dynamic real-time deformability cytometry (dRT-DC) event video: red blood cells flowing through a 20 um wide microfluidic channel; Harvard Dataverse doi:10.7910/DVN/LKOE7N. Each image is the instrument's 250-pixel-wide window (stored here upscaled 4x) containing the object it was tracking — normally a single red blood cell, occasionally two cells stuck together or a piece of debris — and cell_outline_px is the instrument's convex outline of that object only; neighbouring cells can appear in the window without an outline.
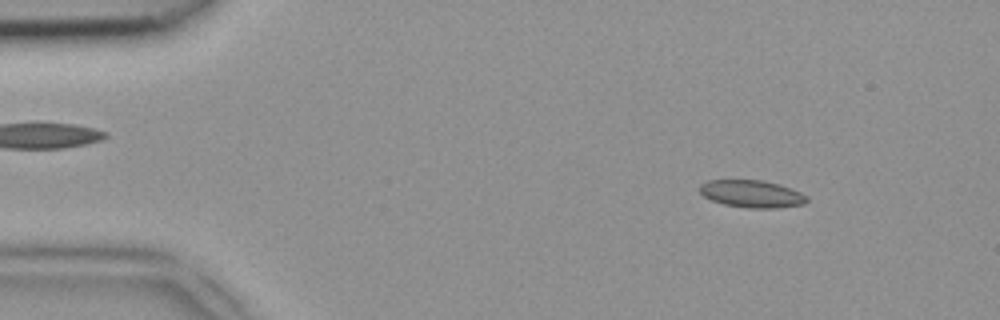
{"species": "common noctule bat (a hibernating species)", "species_latin": "Nyctalus noctula", "temperature_condition": "room temperature", "stored_images_in_passage": 48, "segment_of_instrument_passage": [1, 2], "camera_frame_rate_fps": 3000, "um_per_image_px": 0.085, "animal": {"sex": "female", "body_mass_g": 18.4}, "frame": {"image": 1, "passage_image": 6, "time_ms": 1.667, "image_size_px": [1000, 320], "cell_outline_px": [[808, 200], [804, 204], [776, 208], [752, 208], [724, 204], [712, 200], [704, 196], [700, 192], [700, 184], [708, 180], [764, 180], [780, 184], [792, 188], [808, 196]], "centroid_in_image_um": [63.94, 16.47], "position_along_channel_um": 21.1, "area_um2": 17.11}}
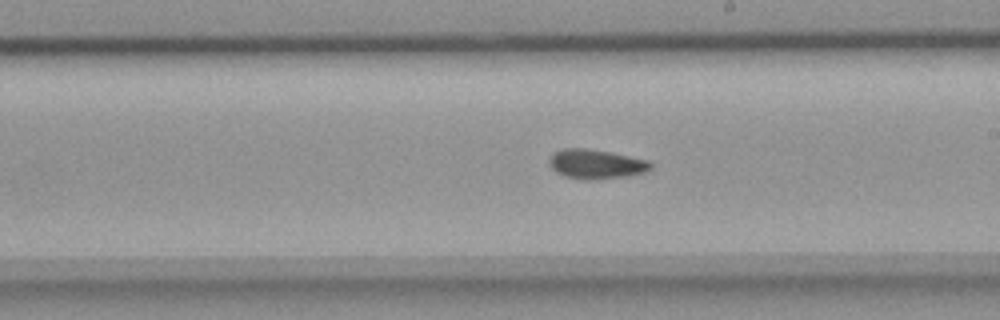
{"frame": {"image": 2, "passage_image": 27, "time_ms": 8.667, "image_size_px": [1000, 320], "cell_outline_px": [[652, 168], [644, 172], [628, 176], [588, 180], [580, 180], [564, 176], [556, 172], [548, 164], [548, 160], [556, 152], [564, 148], [584, 148], [608, 152], [648, 160], [652, 164]], "centroid_in_image_um": [50.64, 13.96], "position_along_channel_um": 238.4, "area_um2": 17.28}}
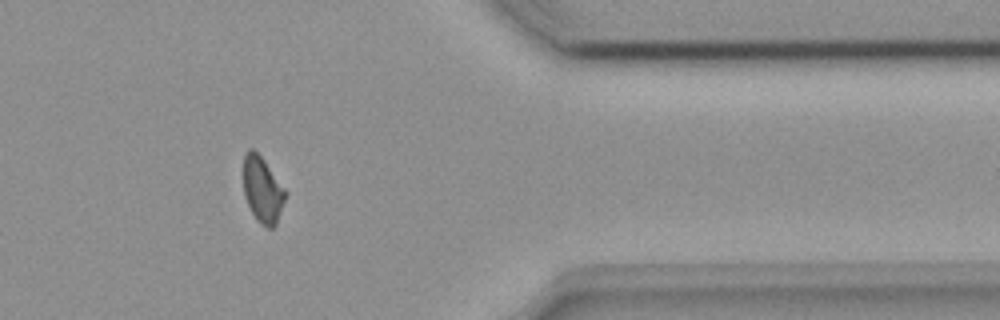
{"frame": {"image": 3, "passage_image": 39, "time_ms": 12.667, "image_size_px": [1000, 320], "cell_outline_px": [[288, 192], [276, 224], [272, 228], [268, 228], [260, 224], [256, 220], [244, 196], [244, 152], [248, 148], [252, 148], [264, 160]], "centroid_in_image_um": [22.32, 16.13], "position_along_channel_um": 389.1, "area_um2": 16.18}}